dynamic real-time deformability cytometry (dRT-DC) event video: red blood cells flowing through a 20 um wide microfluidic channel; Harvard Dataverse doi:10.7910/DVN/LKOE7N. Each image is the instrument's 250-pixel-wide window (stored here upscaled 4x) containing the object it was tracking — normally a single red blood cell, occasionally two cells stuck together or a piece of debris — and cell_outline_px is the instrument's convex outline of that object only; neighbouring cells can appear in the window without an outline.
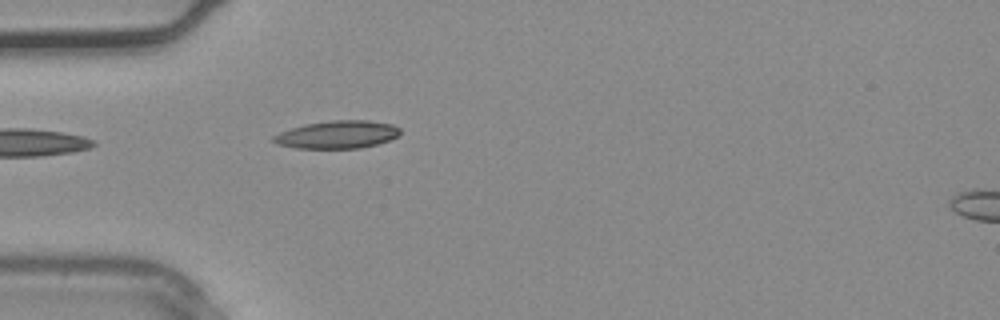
{"species": "common noctule bat (a hibernating species)", "species_latin": "Nyctalus noctula", "temperature_condition": "warm", "stored_images_in_passage": 5, "segment_of_instrument_passage": [1, 2], "camera_frame_rate_fps": 3000, "um_per_image_px": 0.085, "animal": {"sex": "male", "body_mass_g": 20.4}, "frame": {"image": 1, "passage_image": 4, "time_ms": 1.0, "image_size_px": [1000, 320], "cell_outline_px": [[400, 132], [396, 136], [388, 140], [376, 144], [360, 148], [296, 148], [276, 144], [272, 140], [272, 136], [280, 132], [304, 124], [332, 120], [368, 120], [392, 124], [400, 128]], "centroid_in_image_um": [28.64, 11.43], "position_along_channel_um": 56.4, "area_um2": 20.4}}